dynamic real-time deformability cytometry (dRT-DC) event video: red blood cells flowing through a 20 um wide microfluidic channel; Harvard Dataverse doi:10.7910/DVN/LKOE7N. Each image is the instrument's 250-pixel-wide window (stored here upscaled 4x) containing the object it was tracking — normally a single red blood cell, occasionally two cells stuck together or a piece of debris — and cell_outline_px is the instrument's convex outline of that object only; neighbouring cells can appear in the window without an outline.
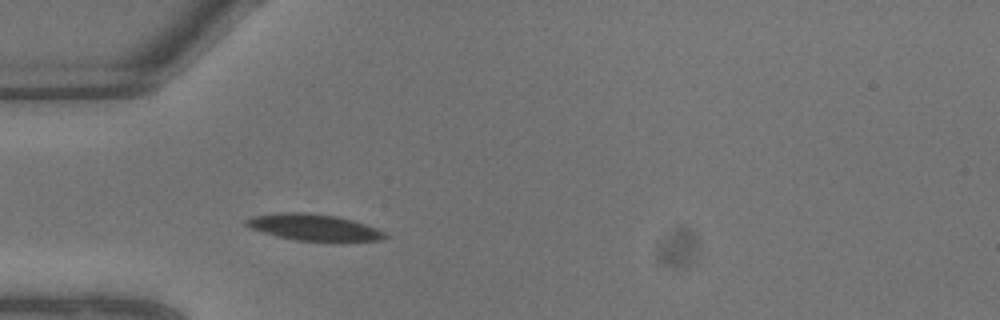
{"species": "common noctule bat (a hibernating species)", "species_latin": "Nyctalus noctula", "temperature_condition": "warm", "stored_images_in_passage": 4, "camera_frame_rate_fps": 3000, "um_per_image_px": 0.085, "animal": {"sex": "male", "body_mass_g": 13.3}, "frame": {"image": 1, "passage_image": 4, "time_ms": 1.0, "image_size_px": [1000, 320], "cell_outline_px": [[388, 236], [380, 240], [296, 240], [276, 236], [248, 228], [244, 224], [244, 220], [252, 216], [276, 212], [308, 212], [336, 216], [352, 220], [376, 228], [384, 232]], "centroid_in_image_um": [26.56, 19.29], "position_along_channel_um": 58.4, "area_um2": 21.15}}